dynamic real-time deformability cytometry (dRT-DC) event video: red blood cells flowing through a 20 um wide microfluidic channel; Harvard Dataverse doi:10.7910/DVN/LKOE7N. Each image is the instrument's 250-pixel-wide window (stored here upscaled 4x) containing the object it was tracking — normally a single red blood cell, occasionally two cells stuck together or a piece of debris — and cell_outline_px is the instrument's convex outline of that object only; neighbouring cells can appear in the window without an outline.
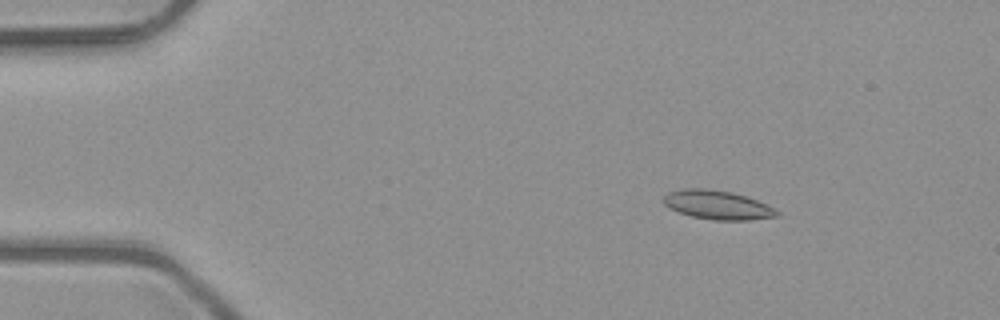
{"species": "common noctule bat (a hibernating species)", "species_latin": "Nyctalus noctula", "temperature_condition": "room temperature", "stored_images_in_passage": 3, "camera_frame_rate_fps": 3000, "um_per_image_px": 0.085, "animal": {"sex": "male", "body_mass_g": 23.1, "forearm_length_mm": 52.7}, "frame": {"image": 1, "passage_image": 1, "time_ms": 0.0, "image_size_px": [1000, 320], "cell_outline_px": [[780, 216], [748, 220], [712, 220], [692, 216], [680, 212], [664, 204], [660, 200], [668, 192], [684, 188], [704, 188], [732, 192], [756, 200], [780, 212]], "centroid_in_image_um": [60.95, 17.42], "position_along_channel_um": 24.0, "area_um2": 18.96}}